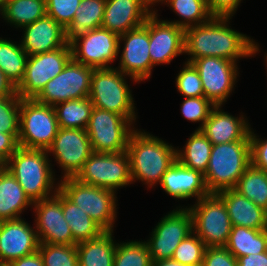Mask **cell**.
Here are the masks:
<instances>
[{
    "label": "cell",
    "instance_id": "1",
    "mask_svg": "<svg viewBox=\"0 0 267 266\" xmlns=\"http://www.w3.org/2000/svg\"><path fill=\"white\" fill-rule=\"evenodd\" d=\"M232 18L213 17L209 22L184 30V54L187 62L201 57L225 58L236 62L255 56L259 45L245 34L229 27Z\"/></svg>",
    "mask_w": 267,
    "mask_h": 266
},
{
    "label": "cell",
    "instance_id": "2",
    "mask_svg": "<svg viewBox=\"0 0 267 266\" xmlns=\"http://www.w3.org/2000/svg\"><path fill=\"white\" fill-rule=\"evenodd\" d=\"M176 150L161 138L135 129L129 137L126 150L132 183L139 180L149 188L160 184L163 174L177 160Z\"/></svg>",
    "mask_w": 267,
    "mask_h": 266
},
{
    "label": "cell",
    "instance_id": "3",
    "mask_svg": "<svg viewBox=\"0 0 267 266\" xmlns=\"http://www.w3.org/2000/svg\"><path fill=\"white\" fill-rule=\"evenodd\" d=\"M50 162L46 150L19 147L3 166L16 178L29 199L36 202L59 190Z\"/></svg>",
    "mask_w": 267,
    "mask_h": 266
},
{
    "label": "cell",
    "instance_id": "4",
    "mask_svg": "<svg viewBox=\"0 0 267 266\" xmlns=\"http://www.w3.org/2000/svg\"><path fill=\"white\" fill-rule=\"evenodd\" d=\"M250 165V138L213 145L204 174L210 194L234 189L239 178Z\"/></svg>",
    "mask_w": 267,
    "mask_h": 266
},
{
    "label": "cell",
    "instance_id": "5",
    "mask_svg": "<svg viewBox=\"0 0 267 266\" xmlns=\"http://www.w3.org/2000/svg\"><path fill=\"white\" fill-rule=\"evenodd\" d=\"M125 76L117 67L94 69L88 97L94 107L120 114L134 124L135 103Z\"/></svg>",
    "mask_w": 267,
    "mask_h": 266
},
{
    "label": "cell",
    "instance_id": "6",
    "mask_svg": "<svg viewBox=\"0 0 267 266\" xmlns=\"http://www.w3.org/2000/svg\"><path fill=\"white\" fill-rule=\"evenodd\" d=\"M58 183L59 190L104 231H113L117 218V193L82 183L74 177L60 178Z\"/></svg>",
    "mask_w": 267,
    "mask_h": 266
},
{
    "label": "cell",
    "instance_id": "7",
    "mask_svg": "<svg viewBox=\"0 0 267 266\" xmlns=\"http://www.w3.org/2000/svg\"><path fill=\"white\" fill-rule=\"evenodd\" d=\"M58 130L54 106L42 104L34 98H21L19 147L47 151Z\"/></svg>",
    "mask_w": 267,
    "mask_h": 266
},
{
    "label": "cell",
    "instance_id": "8",
    "mask_svg": "<svg viewBox=\"0 0 267 266\" xmlns=\"http://www.w3.org/2000/svg\"><path fill=\"white\" fill-rule=\"evenodd\" d=\"M78 181L117 192L132 184L127 151L119 153L93 152L74 177Z\"/></svg>",
    "mask_w": 267,
    "mask_h": 266
},
{
    "label": "cell",
    "instance_id": "9",
    "mask_svg": "<svg viewBox=\"0 0 267 266\" xmlns=\"http://www.w3.org/2000/svg\"><path fill=\"white\" fill-rule=\"evenodd\" d=\"M188 209L193 218V232L204 244L225 247L232 225L224 202L216 194H210Z\"/></svg>",
    "mask_w": 267,
    "mask_h": 266
},
{
    "label": "cell",
    "instance_id": "10",
    "mask_svg": "<svg viewBox=\"0 0 267 266\" xmlns=\"http://www.w3.org/2000/svg\"><path fill=\"white\" fill-rule=\"evenodd\" d=\"M132 126V127H131ZM134 125L120 114L93 107L86 131L93 152L119 153L127 150Z\"/></svg>",
    "mask_w": 267,
    "mask_h": 266
},
{
    "label": "cell",
    "instance_id": "11",
    "mask_svg": "<svg viewBox=\"0 0 267 266\" xmlns=\"http://www.w3.org/2000/svg\"><path fill=\"white\" fill-rule=\"evenodd\" d=\"M93 71L94 68L71 58L62 72L49 80L34 99L42 104L55 106L65 101L87 98Z\"/></svg>",
    "mask_w": 267,
    "mask_h": 266
},
{
    "label": "cell",
    "instance_id": "12",
    "mask_svg": "<svg viewBox=\"0 0 267 266\" xmlns=\"http://www.w3.org/2000/svg\"><path fill=\"white\" fill-rule=\"evenodd\" d=\"M72 58L71 46L28 56L23 80L16 87L21 98H35L47 82L62 72Z\"/></svg>",
    "mask_w": 267,
    "mask_h": 266
},
{
    "label": "cell",
    "instance_id": "13",
    "mask_svg": "<svg viewBox=\"0 0 267 266\" xmlns=\"http://www.w3.org/2000/svg\"><path fill=\"white\" fill-rule=\"evenodd\" d=\"M152 230L150 239L145 241L151 260L171 259L181 241L193 232L192 214L187 207H176Z\"/></svg>",
    "mask_w": 267,
    "mask_h": 266
},
{
    "label": "cell",
    "instance_id": "14",
    "mask_svg": "<svg viewBox=\"0 0 267 266\" xmlns=\"http://www.w3.org/2000/svg\"><path fill=\"white\" fill-rule=\"evenodd\" d=\"M198 70L204 97L214 105H224L234 90L239 68L236 62L218 57H201L191 62Z\"/></svg>",
    "mask_w": 267,
    "mask_h": 266
},
{
    "label": "cell",
    "instance_id": "15",
    "mask_svg": "<svg viewBox=\"0 0 267 266\" xmlns=\"http://www.w3.org/2000/svg\"><path fill=\"white\" fill-rule=\"evenodd\" d=\"M72 58L94 69L111 68L119 57V35L103 27L89 31L71 45Z\"/></svg>",
    "mask_w": 267,
    "mask_h": 266
},
{
    "label": "cell",
    "instance_id": "16",
    "mask_svg": "<svg viewBox=\"0 0 267 266\" xmlns=\"http://www.w3.org/2000/svg\"><path fill=\"white\" fill-rule=\"evenodd\" d=\"M47 152L52 153L63 170L61 178L64 179L75 177L93 150L85 129L59 128Z\"/></svg>",
    "mask_w": 267,
    "mask_h": 266
},
{
    "label": "cell",
    "instance_id": "17",
    "mask_svg": "<svg viewBox=\"0 0 267 266\" xmlns=\"http://www.w3.org/2000/svg\"><path fill=\"white\" fill-rule=\"evenodd\" d=\"M123 50L120 51L121 43ZM120 63L118 70L130 77L135 83L150 78L152 73L151 58L149 55V31L146 22L134 29L119 35Z\"/></svg>",
    "mask_w": 267,
    "mask_h": 266
},
{
    "label": "cell",
    "instance_id": "18",
    "mask_svg": "<svg viewBox=\"0 0 267 266\" xmlns=\"http://www.w3.org/2000/svg\"><path fill=\"white\" fill-rule=\"evenodd\" d=\"M33 206L40 243L73 244V235L62 211L60 190L51 197L33 202Z\"/></svg>",
    "mask_w": 267,
    "mask_h": 266
},
{
    "label": "cell",
    "instance_id": "19",
    "mask_svg": "<svg viewBox=\"0 0 267 266\" xmlns=\"http://www.w3.org/2000/svg\"><path fill=\"white\" fill-rule=\"evenodd\" d=\"M157 11L147 18L149 55L153 67L169 64L172 59L184 53V29L158 19Z\"/></svg>",
    "mask_w": 267,
    "mask_h": 266
},
{
    "label": "cell",
    "instance_id": "20",
    "mask_svg": "<svg viewBox=\"0 0 267 266\" xmlns=\"http://www.w3.org/2000/svg\"><path fill=\"white\" fill-rule=\"evenodd\" d=\"M39 244L36 229L31 227L24 218L0 221V264L2 266L37 251Z\"/></svg>",
    "mask_w": 267,
    "mask_h": 266
},
{
    "label": "cell",
    "instance_id": "21",
    "mask_svg": "<svg viewBox=\"0 0 267 266\" xmlns=\"http://www.w3.org/2000/svg\"><path fill=\"white\" fill-rule=\"evenodd\" d=\"M152 13L142 0H106L101 27L121 35L143 25Z\"/></svg>",
    "mask_w": 267,
    "mask_h": 266
},
{
    "label": "cell",
    "instance_id": "22",
    "mask_svg": "<svg viewBox=\"0 0 267 266\" xmlns=\"http://www.w3.org/2000/svg\"><path fill=\"white\" fill-rule=\"evenodd\" d=\"M22 29L24 34L20 44L28 56L70 46L66 44L65 28L48 15Z\"/></svg>",
    "mask_w": 267,
    "mask_h": 266
},
{
    "label": "cell",
    "instance_id": "23",
    "mask_svg": "<svg viewBox=\"0 0 267 266\" xmlns=\"http://www.w3.org/2000/svg\"><path fill=\"white\" fill-rule=\"evenodd\" d=\"M160 186L174 199L186 200L195 197L198 201L210 195L204 175L181 165L177 160L163 174Z\"/></svg>",
    "mask_w": 267,
    "mask_h": 266
},
{
    "label": "cell",
    "instance_id": "24",
    "mask_svg": "<svg viewBox=\"0 0 267 266\" xmlns=\"http://www.w3.org/2000/svg\"><path fill=\"white\" fill-rule=\"evenodd\" d=\"M215 105L200 131L213 144L229 143L250 138L251 127L244 115L234 117ZM244 116V117H243Z\"/></svg>",
    "mask_w": 267,
    "mask_h": 266
},
{
    "label": "cell",
    "instance_id": "25",
    "mask_svg": "<svg viewBox=\"0 0 267 266\" xmlns=\"http://www.w3.org/2000/svg\"><path fill=\"white\" fill-rule=\"evenodd\" d=\"M216 195L224 202L232 226L267 229V211L262 207L255 205L234 189H226Z\"/></svg>",
    "mask_w": 267,
    "mask_h": 266
},
{
    "label": "cell",
    "instance_id": "26",
    "mask_svg": "<svg viewBox=\"0 0 267 266\" xmlns=\"http://www.w3.org/2000/svg\"><path fill=\"white\" fill-rule=\"evenodd\" d=\"M33 202L25 194L16 178L4 167L0 168V221L21 218L22 212Z\"/></svg>",
    "mask_w": 267,
    "mask_h": 266
},
{
    "label": "cell",
    "instance_id": "27",
    "mask_svg": "<svg viewBox=\"0 0 267 266\" xmlns=\"http://www.w3.org/2000/svg\"><path fill=\"white\" fill-rule=\"evenodd\" d=\"M114 231H104L97 238L76 244L79 266H113L117 243Z\"/></svg>",
    "mask_w": 267,
    "mask_h": 266
},
{
    "label": "cell",
    "instance_id": "28",
    "mask_svg": "<svg viewBox=\"0 0 267 266\" xmlns=\"http://www.w3.org/2000/svg\"><path fill=\"white\" fill-rule=\"evenodd\" d=\"M106 0H81L75 18L65 29L66 44L71 45L89 31L101 27Z\"/></svg>",
    "mask_w": 267,
    "mask_h": 266
},
{
    "label": "cell",
    "instance_id": "29",
    "mask_svg": "<svg viewBox=\"0 0 267 266\" xmlns=\"http://www.w3.org/2000/svg\"><path fill=\"white\" fill-rule=\"evenodd\" d=\"M64 218L73 235V245L97 238L104 230L61 192Z\"/></svg>",
    "mask_w": 267,
    "mask_h": 266
},
{
    "label": "cell",
    "instance_id": "30",
    "mask_svg": "<svg viewBox=\"0 0 267 266\" xmlns=\"http://www.w3.org/2000/svg\"><path fill=\"white\" fill-rule=\"evenodd\" d=\"M184 146V150L178 148L176 150L177 161L181 165L204 175L209 164L213 144L200 130L196 129Z\"/></svg>",
    "mask_w": 267,
    "mask_h": 266
},
{
    "label": "cell",
    "instance_id": "31",
    "mask_svg": "<svg viewBox=\"0 0 267 266\" xmlns=\"http://www.w3.org/2000/svg\"><path fill=\"white\" fill-rule=\"evenodd\" d=\"M225 247L236 257L258 254L267 251V229L255 230L232 226Z\"/></svg>",
    "mask_w": 267,
    "mask_h": 266
},
{
    "label": "cell",
    "instance_id": "32",
    "mask_svg": "<svg viewBox=\"0 0 267 266\" xmlns=\"http://www.w3.org/2000/svg\"><path fill=\"white\" fill-rule=\"evenodd\" d=\"M5 22L23 28L46 15L45 0H5L0 11Z\"/></svg>",
    "mask_w": 267,
    "mask_h": 266
},
{
    "label": "cell",
    "instance_id": "33",
    "mask_svg": "<svg viewBox=\"0 0 267 266\" xmlns=\"http://www.w3.org/2000/svg\"><path fill=\"white\" fill-rule=\"evenodd\" d=\"M27 59L20 43L0 38V70L15 87L23 80Z\"/></svg>",
    "mask_w": 267,
    "mask_h": 266
},
{
    "label": "cell",
    "instance_id": "34",
    "mask_svg": "<svg viewBox=\"0 0 267 266\" xmlns=\"http://www.w3.org/2000/svg\"><path fill=\"white\" fill-rule=\"evenodd\" d=\"M93 107L89 97L56 104L54 109L59 128L86 130Z\"/></svg>",
    "mask_w": 267,
    "mask_h": 266
},
{
    "label": "cell",
    "instance_id": "35",
    "mask_svg": "<svg viewBox=\"0 0 267 266\" xmlns=\"http://www.w3.org/2000/svg\"><path fill=\"white\" fill-rule=\"evenodd\" d=\"M165 5L173 9L182 20L168 21L176 24L184 30L204 23L209 22L213 16L208 9L207 0H166Z\"/></svg>",
    "mask_w": 267,
    "mask_h": 266
},
{
    "label": "cell",
    "instance_id": "36",
    "mask_svg": "<svg viewBox=\"0 0 267 266\" xmlns=\"http://www.w3.org/2000/svg\"><path fill=\"white\" fill-rule=\"evenodd\" d=\"M234 190L267 211V172L250 165Z\"/></svg>",
    "mask_w": 267,
    "mask_h": 266
},
{
    "label": "cell",
    "instance_id": "37",
    "mask_svg": "<svg viewBox=\"0 0 267 266\" xmlns=\"http://www.w3.org/2000/svg\"><path fill=\"white\" fill-rule=\"evenodd\" d=\"M113 266H152L146 242L132 240L117 243Z\"/></svg>",
    "mask_w": 267,
    "mask_h": 266
},
{
    "label": "cell",
    "instance_id": "38",
    "mask_svg": "<svg viewBox=\"0 0 267 266\" xmlns=\"http://www.w3.org/2000/svg\"><path fill=\"white\" fill-rule=\"evenodd\" d=\"M38 251L44 266H79L76 245L40 243Z\"/></svg>",
    "mask_w": 267,
    "mask_h": 266
},
{
    "label": "cell",
    "instance_id": "39",
    "mask_svg": "<svg viewBox=\"0 0 267 266\" xmlns=\"http://www.w3.org/2000/svg\"><path fill=\"white\" fill-rule=\"evenodd\" d=\"M206 248L204 242L192 232L177 246L172 259L187 266H202Z\"/></svg>",
    "mask_w": 267,
    "mask_h": 266
},
{
    "label": "cell",
    "instance_id": "40",
    "mask_svg": "<svg viewBox=\"0 0 267 266\" xmlns=\"http://www.w3.org/2000/svg\"><path fill=\"white\" fill-rule=\"evenodd\" d=\"M21 97H0V132L19 133Z\"/></svg>",
    "mask_w": 267,
    "mask_h": 266
},
{
    "label": "cell",
    "instance_id": "41",
    "mask_svg": "<svg viewBox=\"0 0 267 266\" xmlns=\"http://www.w3.org/2000/svg\"><path fill=\"white\" fill-rule=\"evenodd\" d=\"M184 64V67L176 77V87L178 92L184 97L204 96L198 70L192 63L185 62Z\"/></svg>",
    "mask_w": 267,
    "mask_h": 266
},
{
    "label": "cell",
    "instance_id": "42",
    "mask_svg": "<svg viewBox=\"0 0 267 266\" xmlns=\"http://www.w3.org/2000/svg\"><path fill=\"white\" fill-rule=\"evenodd\" d=\"M215 105L204 96L185 97L181 104V113L183 117L191 122H200L197 130H200L209 117L211 110Z\"/></svg>",
    "mask_w": 267,
    "mask_h": 266
},
{
    "label": "cell",
    "instance_id": "43",
    "mask_svg": "<svg viewBox=\"0 0 267 266\" xmlns=\"http://www.w3.org/2000/svg\"><path fill=\"white\" fill-rule=\"evenodd\" d=\"M46 15L52 17L63 28L75 18V12L81 4V0H45Z\"/></svg>",
    "mask_w": 267,
    "mask_h": 266
},
{
    "label": "cell",
    "instance_id": "44",
    "mask_svg": "<svg viewBox=\"0 0 267 266\" xmlns=\"http://www.w3.org/2000/svg\"><path fill=\"white\" fill-rule=\"evenodd\" d=\"M202 266H237V258L226 247H207Z\"/></svg>",
    "mask_w": 267,
    "mask_h": 266
},
{
    "label": "cell",
    "instance_id": "45",
    "mask_svg": "<svg viewBox=\"0 0 267 266\" xmlns=\"http://www.w3.org/2000/svg\"><path fill=\"white\" fill-rule=\"evenodd\" d=\"M254 131H250L251 165L267 172V139L258 138Z\"/></svg>",
    "mask_w": 267,
    "mask_h": 266
},
{
    "label": "cell",
    "instance_id": "46",
    "mask_svg": "<svg viewBox=\"0 0 267 266\" xmlns=\"http://www.w3.org/2000/svg\"><path fill=\"white\" fill-rule=\"evenodd\" d=\"M242 0H207L213 17L232 18Z\"/></svg>",
    "mask_w": 267,
    "mask_h": 266
},
{
    "label": "cell",
    "instance_id": "47",
    "mask_svg": "<svg viewBox=\"0 0 267 266\" xmlns=\"http://www.w3.org/2000/svg\"><path fill=\"white\" fill-rule=\"evenodd\" d=\"M19 133L0 132V163L4 165L10 156L19 148Z\"/></svg>",
    "mask_w": 267,
    "mask_h": 266
},
{
    "label": "cell",
    "instance_id": "48",
    "mask_svg": "<svg viewBox=\"0 0 267 266\" xmlns=\"http://www.w3.org/2000/svg\"><path fill=\"white\" fill-rule=\"evenodd\" d=\"M237 266H267V251L238 257Z\"/></svg>",
    "mask_w": 267,
    "mask_h": 266
},
{
    "label": "cell",
    "instance_id": "49",
    "mask_svg": "<svg viewBox=\"0 0 267 266\" xmlns=\"http://www.w3.org/2000/svg\"><path fill=\"white\" fill-rule=\"evenodd\" d=\"M8 266H44V262L37 250L22 258L13 260Z\"/></svg>",
    "mask_w": 267,
    "mask_h": 266
},
{
    "label": "cell",
    "instance_id": "50",
    "mask_svg": "<svg viewBox=\"0 0 267 266\" xmlns=\"http://www.w3.org/2000/svg\"><path fill=\"white\" fill-rule=\"evenodd\" d=\"M16 94V87L0 70V97L15 96Z\"/></svg>",
    "mask_w": 267,
    "mask_h": 266
},
{
    "label": "cell",
    "instance_id": "51",
    "mask_svg": "<svg viewBox=\"0 0 267 266\" xmlns=\"http://www.w3.org/2000/svg\"><path fill=\"white\" fill-rule=\"evenodd\" d=\"M152 266H187L178 261L171 259H162L157 261H152Z\"/></svg>",
    "mask_w": 267,
    "mask_h": 266
},
{
    "label": "cell",
    "instance_id": "52",
    "mask_svg": "<svg viewBox=\"0 0 267 266\" xmlns=\"http://www.w3.org/2000/svg\"><path fill=\"white\" fill-rule=\"evenodd\" d=\"M144 2V4L150 9L151 7V11L155 12V9H153V6H155L156 3H161L163 4L166 0H142Z\"/></svg>",
    "mask_w": 267,
    "mask_h": 266
},
{
    "label": "cell",
    "instance_id": "53",
    "mask_svg": "<svg viewBox=\"0 0 267 266\" xmlns=\"http://www.w3.org/2000/svg\"><path fill=\"white\" fill-rule=\"evenodd\" d=\"M4 1L5 0H0V11H1L2 7H3Z\"/></svg>",
    "mask_w": 267,
    "mask_h": 266
},
{
    "label": "cell",
    "instance_id": "54",
    "mask_svg": "<svg viewBox=\"0 0 267 266\" xmlns=\"http://www.w3.org/2000/svg\"><path fill=\"white\" fill-rule=\"evenodd\" d=\"M265 59H266V66H267V53H266ZM266 71H267V70H266Z\"/></svg>",
    "mask_w": 267,
    "mask_h": 266
}]
</instances>
